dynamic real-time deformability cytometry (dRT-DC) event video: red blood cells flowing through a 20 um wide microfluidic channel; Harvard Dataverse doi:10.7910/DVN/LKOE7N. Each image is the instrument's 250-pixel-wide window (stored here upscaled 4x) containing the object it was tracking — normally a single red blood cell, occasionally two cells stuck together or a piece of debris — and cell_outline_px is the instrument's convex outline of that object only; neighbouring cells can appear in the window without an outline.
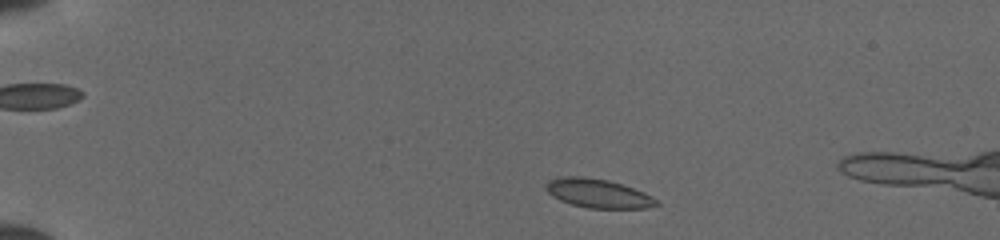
{"species": "common noctule bat (a hibernating species)", "species_latin": "Nyctalus noctula", "temperature_condition": "cold", "stored_images_in_passage": 44, "segment_of_instrument_passage": [1, 2], "camera_frame_rate_fps": 3000, "um_per_image_px": 0.085, "animal": {"sex": "female", "body_mass_g": 19.5, "forearm_length_mm": 54.1}, "frame": {"image": 1, "passage_image": 3, "time_ms": 0.667, "image_size_px": [1000, 240], "cell_outline_px": [[660, 204], [648, 208], [588, 208], [572, 204], [560, 200], [552, 196], [544, 188], [544, 184], [548, 180], [560, 176], [584, 176], [608, 180], [644, 192], [652, 196]], "centroid_in_image_um": [50.79, 16.43], "position_along_channel_um": 34.2, "area_um2": 18.67}}
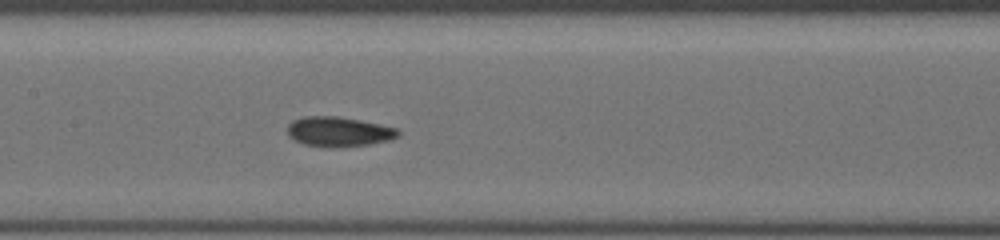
{"frame": {"image": 2, "passage_image": 19, "time_ms": 6.0, "image_size_px": [1000, 240], "cell_outline_px": [[400, 136], [392, 140], [368, 144], [324, 148], [304, 144], [292, 140], [288, 136], [288, 124], [292, 120], [304, 116], [336, 116], [360, 120], [380, 124], [396, 128], [400, 132]], "centroid_in_image_um": [28.77, 11.19], "position_along_channel_um": 178.6, "area_um2": 19.42}}
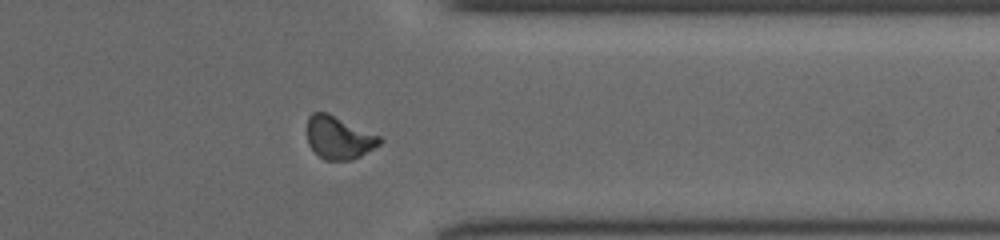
{"frame": {"image": 3, "passage_image": 34, "time_ms": 11.0, "image_size_px": [1000, 240], "cell_outline_px": [[384, 140], [380, 144], [360, 156], [352, 160], [324, 160], [308, 144], [308, 116], [312, 112], [328, 112], [380, 136]], "centroid_in_image_um": [28.81, 11.69], "position_along_channel_um": 382.6, "area_um2": 18.03}}